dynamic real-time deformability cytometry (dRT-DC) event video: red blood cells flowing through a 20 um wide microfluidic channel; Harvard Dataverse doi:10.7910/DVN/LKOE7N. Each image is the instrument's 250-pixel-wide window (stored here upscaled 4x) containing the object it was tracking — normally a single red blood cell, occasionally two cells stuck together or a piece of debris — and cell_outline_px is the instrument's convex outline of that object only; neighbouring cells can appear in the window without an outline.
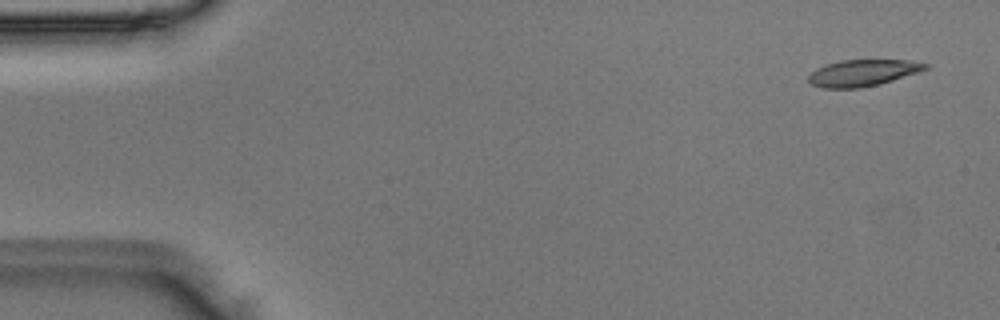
{"species": "Egyptian fruit bat (a non-hibernating species)", "species_latin": "Rousettus aegyptiacus", "temperature_condition": "room temperature", "stored_images_in_passage": 50, "camera_frame_rate_fps": 3000, "um_per_image_px": 0.085, "animal": {"sex": "male"}, "frame": {"image": 1, "passage_image": 2, "time_ms": 0.333, "image_size_px": [1000, 320], "cell_outline_px": [[932, 64], [928, 68], [920, 72], [880, 84], [860, 88], [824, 88], [812, 84], [808, 80], [808, 76], [816, 68], [840, 60], [908, 60]], "centroid_in_image_um": [73.39, 6.19], "position_along_channel_um": 11.6, "area_um2": 18.15}}
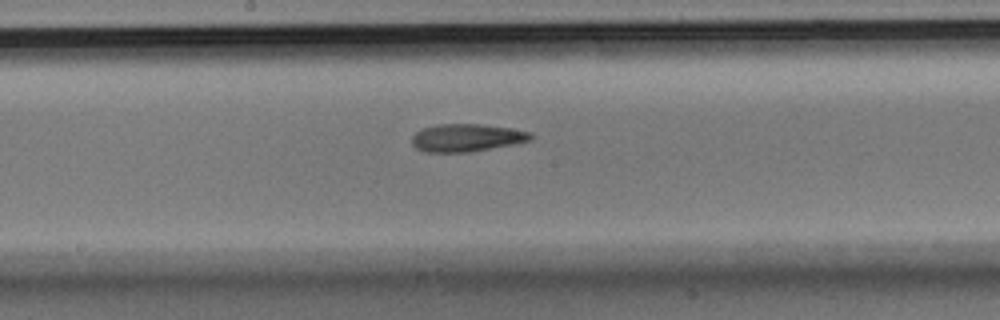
{"frame": {"image": 2, "passage_image": 26, "time_ms": 8.333, "image_size_px": [1000, 320], "cell_outline_px": [[536, 136], [532, 140], [512, 144], [468, 152], [424, 152], [416, 148], [412, 144], [412, 136], [416, 132], [424, 128], [440, 124], [480, 124], [508, 128], [532, 132]], "centroid_in_image_um": [39.68, 11.71], "position_along_channel_um": 208.5, "area_um2": 19.07}}
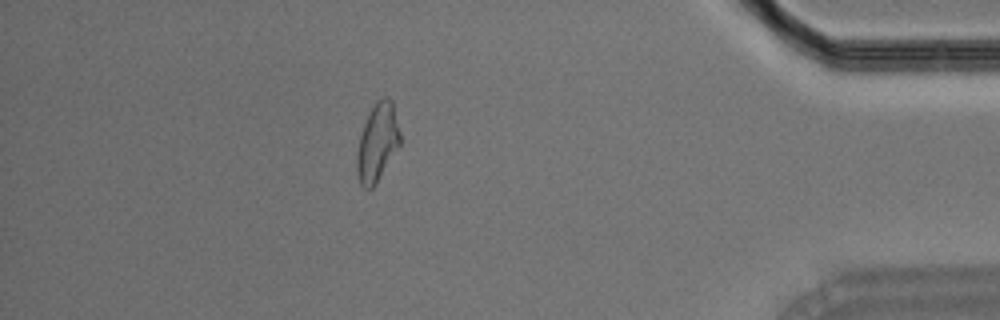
{"frame": {"image": 3, "passage_image": 44, "time_ms": 14.333, "image_size_px": [1000, 320], "cell_outline_px": [[400, 144], [376, 184], [372, 188], [364, 188], [360, 184], [356, 172], [356, 156], [360, 136], [364, 124], [376, 100], [384, 96], [388, 96], [392, 100], [400, 132]], "centroid_in_image_um": [32.07, 12.11], "position_along_channel_um": 403.1, "area_um2": 19.54}}